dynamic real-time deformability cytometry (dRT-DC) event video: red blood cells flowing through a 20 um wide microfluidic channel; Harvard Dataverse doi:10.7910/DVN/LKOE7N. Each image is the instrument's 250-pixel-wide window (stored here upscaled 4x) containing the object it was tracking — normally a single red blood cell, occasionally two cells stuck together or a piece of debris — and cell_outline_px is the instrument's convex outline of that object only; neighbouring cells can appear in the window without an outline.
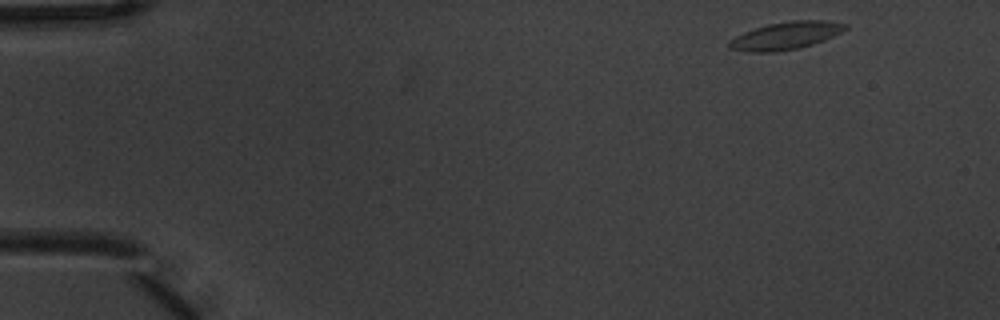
{"species": "common noctule bat (a hibernating species)", "species_latin": "Nyctalus noctula", "temperature_condition": "warm", "stored_images_in_passage": 4, "camera_frame_rate_fps": 3000, "um_per_image_px": 0.085, "animal": {"sex": "male", "body_mass_g": 20.1, "forearm_length_mm": 53.5}, "frame": {"image": 1, "passage_image": 1, "time_ms": 0.0, "image_size_px": [1000, 320], "cell_outline_px": [[848, 28], [824, 40], [800, 48], [776, 52], [748, 52], [728, 48], [728, 40], [744, 32], [768, 24], [792, 20], [824, 20], [848, 24]], "centroid_in_image_um": [66.77, 3.04], "position_along_channel_um": 18.2, "area_um2": 18.67}}
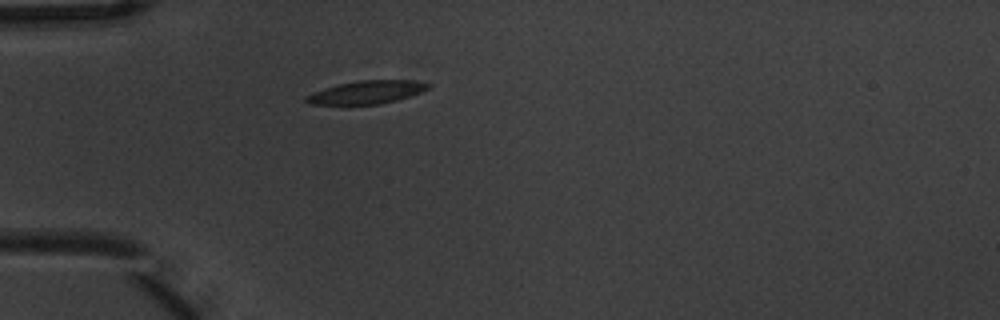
{"frame": {"image": 2, "passage_image": 4, "time_ms": 1.0, "image_size_px": [1000, 320], "cell_outline_px": [[432, 84], [428, 88], [420, 92], [396, 100], [380, 104], [308, 104], [304, 100], [304, 96], [312, 92], [324, 88], [340, 84], [360, 80], [412, 80]], "centroid_in_image_um": [31.12, 7.84], "position_along_channel_um": 53.9, "area_um2": 16.24}}